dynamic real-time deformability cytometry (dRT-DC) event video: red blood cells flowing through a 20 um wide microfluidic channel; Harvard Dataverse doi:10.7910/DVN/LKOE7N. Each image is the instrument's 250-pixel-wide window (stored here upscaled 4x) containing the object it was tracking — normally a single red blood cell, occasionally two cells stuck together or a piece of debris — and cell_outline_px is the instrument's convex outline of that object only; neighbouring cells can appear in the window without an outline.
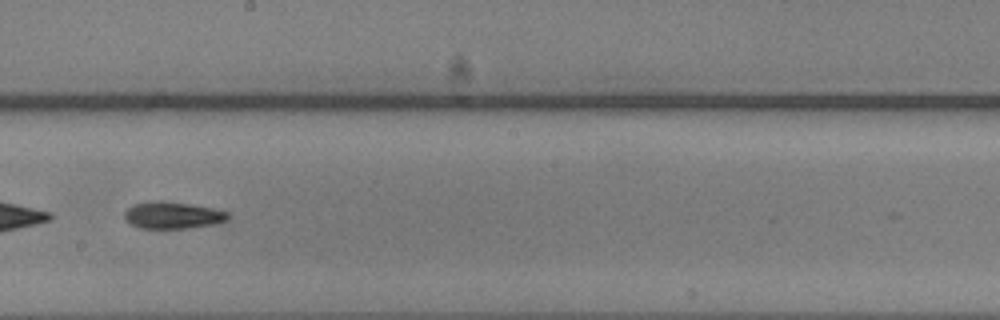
{"species": "common noctule bat (a hibernating species)", "species_latin": "Nyctalus noctula", "temperature_condition": "warm", "stored_images_in_passage": 43, "segment_of_instrument_passage": [2, 2], "camera_frame_rate_fps": 3000, "um_per_image_px": 0.085, "animal": {"sex": "male", "body_mass_g": 20.5, "forearm_length_mm": 52.5}, "frame": {"image": 1, "passage_image": 31, "time_ms": 10.0, "image_size_px": [1000, 320], "cell_outline_px": [[232, 216], [228, 220], [216, 224], [188, 228], [136, 228], [128, 224], [124, 220], [124, 212], [132, 204], [152, 200], [160, 200], [188, 204], [212, 208], [228, 212]], "centroid_in_image_um": [14.64, 18.3], "position_along_channel_um": 233.6, "area_um2": 16.59}}